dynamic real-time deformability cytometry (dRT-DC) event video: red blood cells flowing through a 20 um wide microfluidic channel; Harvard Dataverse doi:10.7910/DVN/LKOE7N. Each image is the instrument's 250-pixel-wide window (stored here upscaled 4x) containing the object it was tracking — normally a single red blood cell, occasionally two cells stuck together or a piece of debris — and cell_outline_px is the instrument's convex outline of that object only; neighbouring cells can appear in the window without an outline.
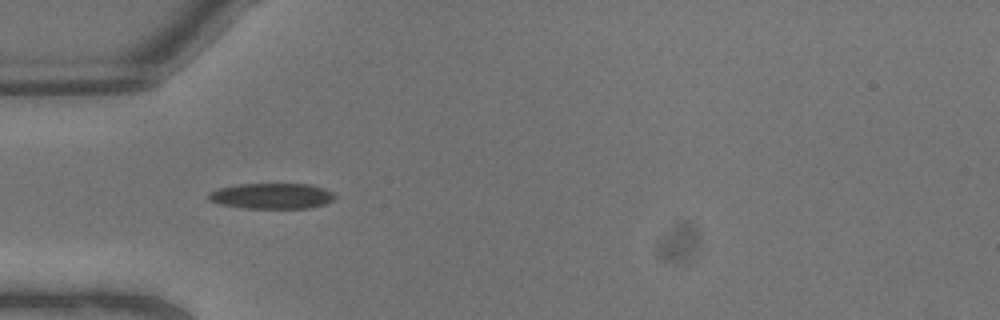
{"species": "common noctule bat (a hibernating species)", "species_latin": "Nyctalus noctula", "temperature_condition": "warm", "stored_images_in_passage": 4, "camera_frame_rate_fps": 3000, "um_per_image_px": 0.085, "animal": {"sex": "male", "body_mass_g": 13.3}, "frame": {"image": 1, "passage_image": 3, "time_ms": 0.667, "image_size_px": [1000, 320], "cell_outline_px": [[336, 196], [332, 200], [324, 204], [308, 208], [244, 208], [220, 204], [208, 200], [208, 192], [220, 188], [240, 184], [308, 184], [324, 188], [332, 192]], "centroid_in_image_um": [23.09, 16.66], "position_along_channel_um": 61.9, "area_um2": 18.79}}